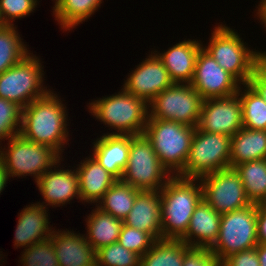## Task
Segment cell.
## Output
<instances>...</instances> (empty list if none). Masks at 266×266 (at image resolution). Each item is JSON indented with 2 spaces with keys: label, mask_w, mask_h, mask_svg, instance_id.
<instances>
[{
  "label": "cell",
  "mask_w": 266,
  "mask_h": 266,
  "mask_svg": "<svg viewBox=\"0 0 266 266\" xmlns=\"http://www.w3.org/2000/svg\"><path fill=\"white\" fill-rule=\"evenodd\" d=\"M50 90L22 109L19 134L37 144L55 149L60 155L69 141L67 108L60 96Z\"/></svg>",
  "instance_id": "6da1fadb"
},
{
  "label": "cell",
  "mask_w": 266,
  "mask_h": 266,
  "mask_svg": "<svg viewBox=\"0 0 266 266\" xmlns=\"http://www.w3.org/2000/svg\"><path fill=\"white\" fill-rule=\"evenodd\" d=\"M159 193L162 239L180 240L187 232L195 207L203 199L201 182L173 176Z\"/></svg>",
  "instance_id": "7a4b0ae2"
},
{
  "label": "cell",
  "mask_w": 266,
  "mask_h": 266,
  "mask_svg": "<svg viewBox=\"0 0 266 266\" xmlns=\"http://www.w3.org/2000/svg\"><path fill=\"white\" fill-rule=\"evenodd\" d=\"M89 104V113L110 127V131L115 130L106 135L133 136L144 133L149 118V104L123 87L118 93L97 98Z\"/></svg>",
  "instance_id": "3957f363"
},
{
  "label": "cell",
  "mask_w": 266,
  "mask_h": 266,
  "mask_svg": "<svg viewBox=\"0 0 266 266\" xmlns=\"http://www.w3.org/2000/svg\"><path fill=\"white\" fill-rule=\"evenodd\" d=\"M207 45L202 48L242 85L248 83L255 65L266 55L265 51L250 49L235 29L223 24L214 27Z\"/></svg>",
  "instance_id": "277c9868"
},
{
  "label": "cell",
  "mask_w": 266,
  "mask_h": 266,
  "mask_svg": "<svg viewBox=\"0 0 266 266\" xmlns=\"http://www.w3.org/2000/svg\"><path fill=\"white\" fill-rule=\"evenodd\" d=\"M195 128L171 120L148 118L144 134L173 176L184 168Z\"/></svg>",
  "instance_id": "5b68a950"
},
{
  "label": "cell",
  "mask_w": 266,
  "mask_h": 266,
  "mask_svg": "<svg viewBox=\"0 0 266 266\" xmlns=\"http://www.w3.org/2000/svg\"><path fill=\"white\" fill-rule=\"evenodd\" d=\"M172 177L145 134L130 135L128 162L120 180L140 191H160Z\"/></svg>",
  "instance_id": "8992f818"
},
{
  "label": "cell",
  "mask_w": 266,
  "mask_h": 266,
  "mask_svg": "<svg viewBox=\"0 0 266 266\" xmlns=\"http://www.w3.org/2000/svg\"><path fill=\"white\" fill-rule=\"evenodd\" d=\"M7 149L0 147V159L9 177L33 176L35 182L50 168L62 160L52 147L37 144L16 134L7 141Z\"/></svg>",
  "instance_id": "52a82bcc"
},
{
  "label": "cell",
  "mask_w": 266,
  "mask_h": 266,
  "mask_svg": "<svg viewBox=\"0 0 266 266\" xmlns=\"http://www.w3.org/2000/svg\"><path fill=\"white\" fill-rule=\"evenodd\" d=\"M41 62L30 51L18 63L0 74V98L23 109L33 100L44 97L50 89L43 85L45 73Z\"/></svg>",
  "instance_id": "ba28073f"
},
{
  "label": "cell",
  "mask_w": 266,
  "mask_h": 266,
  "mask_svg": "<svg viewBox=\"0 0 266 266\" xmlns=\"http://www.w3.org/2000/svg\"><path fill=\"white\" fill-rule=\"evenodd\" d=\"M230 145V136L204 132L196 127L187 161L176 176L199 179L209 173L230 168Z\"/></svg>",
  "instance_id": "9c48e42d"
},
{
  "label": "cell",
  "mask_w": 266,
  "mask_h": 266,
  "mask_svg": "<svg viewBox=\"0 0 266 266\" xmlns=\"http://www.w3.org/2000/svg\"><path fill=\"white\" fill-rule=\"evenodd\" d=\"M257 244V205L251 204L222 214L219 236L210 250L222 262L232 254L255 248Z\"/></svg>",
  "instance_id": "30bf717a"
},
{
  "label": "cell",
  "mask_w": 266,
  "mask_h": 266,
  "mask_svg": "<svg viewBox=\"0 0 266 266\" xmlns=\"http://www.w3.org/2000/svg\"><path fill=\"white\" fill-rule=\"evenodd\" d=\"M203 99L190 83H173L149 103V118L197 127Z\"/></svg>",
  "instance_id": "8fae6325"
},
{
  "label": "cell",
  "mask_w": 266,
  "mask_h": 266,
  "mask_svg": "<svg viewBox=\"0 0 266 266\" xmlns=\"http://www.w3.org/2000/svg\"><path fill=\"white\" fill-rule=\"evenodd\" d=\"M199 180L203 188V199L220 214L252 204L234 168L209 173L200 177Z\"/></svg>",
  "instance_id": "7c38bea8"
},
{
  "label": "cell",
  "mask_w": 266,
  "mask_h": 266,
  "mask_svg": "<svg viewBox=\"0 0 266 266\" xmlns=\"http://www.w3.org/2000/svg\"><path fill=\"white\" fill-rule=\"evenodd\" d=\"M190 84L203 100L228 97L237 93L242 85L203 48L197 55L194 76Z\"/></svg>",
  "instance_id": "4fadbf2b"
},
{
  "label": "cell",
  "mask_w": 266,
  "mask_h": 266,
  "mask_svg": "<svg viewBox=\"0 0 266 266\" xmlns=\"http://www.w3.org/2000/svg\"><path fill=\"white\" fill-rule=\"evenodd\" d=\"M197 127L204 132L235 135L242 127V106L238 93L203 100Z\"/></svg>",
  "instance_id": "5bb4252c"
},
{
  "label": "cell",
  "mask_w": 266,
  "mask_h": 266,
  "mask_svg": "<svg viewBox=\"0 0 266 266\" xmlns=\"http://www.w3.org/2000/svg\"><path fill=\"white\" fill-rule=\"evenodd\" d=\"M136 66V69L128 74L123 88L148 104L174 83L162 61L153 51Z\"/></svg>",
  "instance_id": "9a60e30c"
},
{
  "label": "cell",
  "mask_w": 266,
  "mask_h": 266,
  "mask_svg": "<svg viewBox=\"0 0 266 266\" xmlns=\"http://www.w3.org/2000/svg\"><path fill=\"white\" fill-rule=\"evenodd\" d=\"M60 162H57L53 169L50 168L35 182L45 200L37 203L43 207L65 206L64 204L68 202L70 204L75 197L80 200L79 177L76 169H63L60 167Z\"/></svg>",
  "instance_id": "2e32d148"
},
{
  "label": "cell",
  "mask_w": 266,
  "mask_h": 266,
  "mask_svg": "<svg viewBox=\"0 0 266 266\" xmlns=\"http://www.w3.org/2000/svg\"><path fill=\"white\" fill-rule=\"evenodd\" d=\"M203 47L201 40H183L169 47L164 53L153 51L162 61L174 83H191L197 55Z\"/></svg>",
  "instance_id": "e0dca14e"
},
{
  "label": "cell",
  "mask_w": 266,
  "mask_h": 266,
  "mask_svg": "<svg viewBox=\"0 0 266 266\" xmlns=\"http://www.w3.org/2000/svg\"><path fill=\"white\" fill-rule=\"evenodd\" d=\"M123 224L148 233L154 240L162 239L159 191H139Z\"/></svg>",
  "instance_id": "ac0fdd59"
},
{
  "label": "cell",
  "mask_w": 266,
  "mask_h": 266,
  "mask_svg": "<svg viewBox=\"0 0 266 266\" xmlns=\"http://www.w3.org/2000/svg\"><path fill=\"white\" fill-rule=\"evenodd\" d=\"M51 237L59 266H96V252L85 235L54 228Z\"/></svg>",
  "instance_id": "d6986e66"
},
{
  "label": "cell",
  "mask_w": 266,
  "mask_h": 266,
  "mask_svg": "<svg viewBox=\"0 0 266 266\" xmlns=\"http://www.w3.org/2000/svg\"><path fill=\"white\" fill-rule=\"evenodd\" d=\"M221 216L202 199L195 207L186 234L180 240L190 247L211 248L219 236Z\"/></svg>",
  "instance_id": "ffe728a7"
},
{
  "label": "cell",
  "mask_w": 266,
  "mask_h": 266,
  "mask_svg": "<svg viewBox=\"0 0 266 266\" xmlns=\"http://www.w3.org/2000/svg\"><path fill=\"white\" fill-rule=\"evenodd\" d=\"M47 209L38 203H31L21 210L14 235V247L26 248L51 237L54 229L49 226Z\"/></svg>",
  "instance_id": "44dd1931"
},
{
  "label": "cell",
  "mask_w": 266,
  "mask_h": 266,
  "mask_svg": "<svg viewBox=\"0 0 266 266\" xmlns=\"http://www.w3.org/2000/svg\"><path fill=\"white\" fill-rule=\"evenodd\" d=\"M92 156L117 180L126 168L130 148V135H106L103 133L92 143Z\"/></svg>",
  "instance_id": "7402d4cb"
},
{
  "label": "cell",
  "mask_w": 266,
  "mask_h": 266,
  "mask_svg": "<svg viewBox=\"0 0 266 266\" xmlns=\"http://www.w3.org/2000/svg\"><path fill=\"white\" fill-rule=\"evenodd\" d=\"M90 156L82 160L76 167L79 177L80 201L97 204L117 179L106 171L92 155Z\"/></svg>",
  "instance_id": "603a6c76"
},
{
  "label": "cell",
  "mask_w": 266,
  "mask_h": 266,
  "mask_svg": "<svg viewBox=\"0 0 266 266\" xmlns=\"http://www.w3.org/2000/svg\"><path fill=\"white\" fill-rule=\"evenodd\" d=\"M259 159H266V130L242 127L231 137L230 167Z\"/></svg>",
  "instance_id": "cb8c5ba5"
},
{
  "label": "cell",
  "mask_w": 266,
  "mask_h": 266,
  "mask_svg": "<svg viewBox=\"0 0 266 266\" xmlns=\"http://www.w3.org/2000/svg\"><path fill=\"white\" fill-rule=\"evenodd\" d=\"M87 232L86 240L91 244L94 251L118 241L123 220L115 218L111 214L95 207L91 214L86 216Z\"/></svg>",
  "instance_id": "d4e9b609"
},
{
  "label": "cell",
  "mask_w": 266,
  "mask_h": 266,
  "mask_svg": "<svg viewBox=\"0 0 266 266\" xmlns=\"http://www.w3.org/2000/svg\"><path fill=\"white\" fill-rule=\"evenodd\" d=\"M53 14L64 31L85 22L101 7L103 0H54Z\"/></svg>",
  "instance_id": "484cf974"
},
{
  "label": "cell",
  "mask_w": 266,
  "mask_h": 266,
  "mask_svg": "<svg viewBox=\"0 0 266 266\" xmlns=\"http://www.w3.org/2000/svg\"><path fill=\"white\" fill-rule=\"evenodd\" d=\"M191 247L178 239L155 240L140 259V266H182Z\"/></svg>",
  "instance_id": "4316f807"
},
{
  "label": "cell",
  "mask_w": 266,
  "mask_h": 266,
  "mask_svg": "<svg viewBox=\"0 0 266 266\" xmlns=\"http://www.w3.org/2000/svg\"><path fill=\"white\" fill-rule=\"evenodd\" d=\"M140 190L117 180L95 204L101 211L123 220L131 211Z\"/></svg>",
  "instance_id": "83f0119b"
},
{
  "label": "cell",
  "mask_w": 266,
  "mask_h": 266,
  "mask_svg": "<svg viewBox=\"0 0 266 266\" xmlns=\"http://www.w3.org/2000/svg\"><path fill=\"white\" fill-rule=\"evenodd\" d=\"M233 168L240 176L250 202L257 204L266 194V159L245 162Z\"/></svg>",
  "instance_id": "f1b7e54d"
},
{
  "label": "cell",
  "mask_w": 266,
  "mask_h": 266,
  "mask_svg": "<svg viewBox=\"0 0 266 266\" xmlns=\"http://www.w3.org/2000/svg\"><path fill=\"white\" fill-rule=\"evenodd\" d=\"M237 93L241 99L243 127L266 130V101L248 84L240 86Z\"/></svg>",
  "instance_id": "f546056e"
},
{
  "label": "cell",
  "mask_w": 266,
  "mask_h": 266,
  "mask_svg": "<svg viewBox=\"0 0 266 266\" xmlns=\"http://www.w3.org/2000/svg\"><path fill=\"white\" fill-rule=\"evenodd\" d=\"M20 37L16 25H3L0 27V74L10 69L30 50Z\"/></svg>",
  "instance_id": "4dcf8cb0"
},
{
  "label": "cell",
  "mask_w": 266,
  "mask_h": 266,
  "mask_svg": "<svg viewBox=\"0 0 266 266\" xmlns=\"http://www.w3.org/2000/svg\"><path fill=\"white\" fill-rule=\"evenodd\" d=\"M22 266H59L52 237L23 249Z\"/></svg>",
  "instance_id": "1f68e13d"
},
{
  "label": "cell",
  "mask_w": 266,
  "mask_h": 266,
  "mask_svg": "<svg viewBox=\"0 0 266 266\" xmlns=\"http://www.w3.org/2000/svg\"><path fill=\"white\" fill-rule=\"evenodd\" d=\"M141 257L118 242L96 251V266H140Z\"/></svg>",
  "instance_id": "d6a6232c"
},
{
  "label": "cell",
  "mask_w": 266,
  "mask_h": 266,
  "mask_svg": "<svg viewBox=\"0 0 266 266\" xmlns=\"http://www.w3.org/2000/svg\"><path fill=\"white\" fill-rule=\"evenodd\" d=\"M21 118L22 108L20 106L0 98V144L20 132Z\"/></svg>",
  "instance_id": "836d02e7"
},
{
  "label": "cell",
  "mask_w": 266,
  "mask_h": 266,
  "mask_svg": "<svg viewBox=\"0 0 266 266\" xmlns=\"http://www.w3.org/2000/svg\"><path fill=\"white\" fill-rule=\"evenodd\" d=\"M154 241L148 233L123 224L117 242L141 257L151 248Z\"/></svg>",
  "instance_id": "e575fe53"
},
{
  "label": "cell",
  "mask_w": 266,
  "mask_h": 266,
  "mask_svg": "<svg viewBox=\"0 0 266 266\" xmlns=\"http://www.w3.org/2000/svg\"><path fill=\"white\" fill-rule=\"evenodd\" d=\"M39 0H0V18L4 25H14L16 19L34 12Z\"/></svg>",
  "instance_id": "d590c367"
},
{
  "label": "cell",
  "mask_w": 266,
  "mask_h": 266,
  "mask_svg": "<svg viewBox=\"0 0 266 266\" xmlns=\"http://www.w3.org/2000/svg\"><path fill=\"white\" fill-rule=\"evenodd\" d=\"M182 266H221L210 248L191 247L184 255Z\"/></svg>",
  "instance_id": "8d00e7d4"
},
{
  "label": "cell",
  "mask_w": 266,
  "mask_h": 266,
  "mask_svg": "<svg viewBox=\"0 0 266 266\" xmlns=\"http://www.w3.org/2000/svg\"><path fill=\"white\" fill-rule=\"evenodd\" d=\"M247 84L266 101V55L255 65Z\"/></svg>",
  "instance_id": "74e56055"
},
{
  "label": "cell",
  "mask_w": 266,
  "mask_h": 266,
  "mask_svg": "<svg viewBox=\"0 0 266 266\" xmlns=\"http://www.w3.org/2000/svg\"><path fill=\"white\" fill-rule=\"evenodd\" d=\"M221 266H260L256 247L230 255L221 262Z\"/></svg>",
  "instance_id": "f35d334b"
},
{
  "label": "cell",
  "mask_w": 266,
  "mask_h": 266,
  "mask_svg": "<svg viewBox=\"0 0 266 266\" xmlns=\"http://www.w3.org/2000/svg\"><path fill=\"white\" fill-rule=\"evenodd\" d=\"M257 236L258 243L266 244V212L257 208Z\"/></svg>",
  "instance_id": "ab89813d"
},
{
  "label": "cell",
  "mask_w": 266,
  "mask_h": 266,
  "mask_svg": "<svg viewBox=\"0 0 266 266\" xmlns=\"http://www.w3.org/2000/svg\"><path fill=\"white\" fill-rule=\"evenodd\" d=\"M8 179H9L8 172L6 171L4 164L0 159V195L1 192L4 191Z\"/></svg>",
  "instance_id": "60d3db41"
},
{
  "label": "cell",
  "mask_w": 266,
  "mask_h": 266,
  "mask_svg": "<svg viewBox=\"0 0 266 266\" xmlns=\"http://www.w3.org/2000/svg\"><path fill=\"white\" fill-rule=\"evenodd\" d=\"M260 266H266V244L258 243L256 246Z\"/></svg>",
  "instance_id": "b9f144b4"
},
{
  "label": "cell",
  "mask_w": 266,
  "mask_h": 266,
  "mask_svg": "<svg viewBox=\"0 0 266 266\" xmlns=\"http://www.w3.org/2000/svg\"><path fill=\"white\" fill-rule=\"evenodd\" d=\"M259 2L260 3L255 10L257 11L255 16L258 17V20H260L259 22H262L266 18V0H261Z\"/></svg>",
  "instance_id": "7bdbcfd3"
},
{
  "label": "cell",
  "mask_w": 266,
  "mask_h": 266,
  "mask_svg": "<svg viewBox=\"0 0 266 266\" xmlns=\"http://www.w3.org/2000/svg\"><path fill=\"white\" fill-rule=\"evenodd\" d=\"M256 205L259 210L266 212V194L258 201Z\"/></svg>",
  "instance_id": "ee69618b"
},
{
  "label": "cell",
  "mask_w": 266,
  "mask_h": 266,
  "mask_svg": "<svg viewBox=\"0 0 266 266\" xmlns=\"http://www.w3.org/2000/svg\"><path fill=\"white\" fill-rule=\"evenodd\" d=\"M264 24V28H266V18L261 22V25ZM266 31V30H265Z\"/></svg>",
  "instance_id": "f6af8a7d"
},
{
  "label": "cell",
  "mask_w": 266,
  "mask_h": 266,
  "mask_svg": "<svg viewBox=\"0 0 266 266\" xmlns=\"http://www.w3.org/2000/svg\"><path fill=\"white\" fill-rule=\"evenodd\" d=\"M4 24L3 22L1 21V18H0V27H2Z\"/></svg>",
  "instance_id": "bcb514c9"
},
{
  "label": "cell",
  "mask_w": 266,
  "mask_h": 266,
  "mask_svg": "<svg viewBox=\"0 0 266 266\" xmlns=\"http://www.w3.org/2000/svg\"><path fill=\"white\" fill-rule=\"evenodd\" d=\"M0 253H2V252L0 251ZM1 257H3L2 254H0V261H2V260H1L2 258H1Z\"/></svg>",
  "instance_id": "7dc6e473"
}]
</instances>
